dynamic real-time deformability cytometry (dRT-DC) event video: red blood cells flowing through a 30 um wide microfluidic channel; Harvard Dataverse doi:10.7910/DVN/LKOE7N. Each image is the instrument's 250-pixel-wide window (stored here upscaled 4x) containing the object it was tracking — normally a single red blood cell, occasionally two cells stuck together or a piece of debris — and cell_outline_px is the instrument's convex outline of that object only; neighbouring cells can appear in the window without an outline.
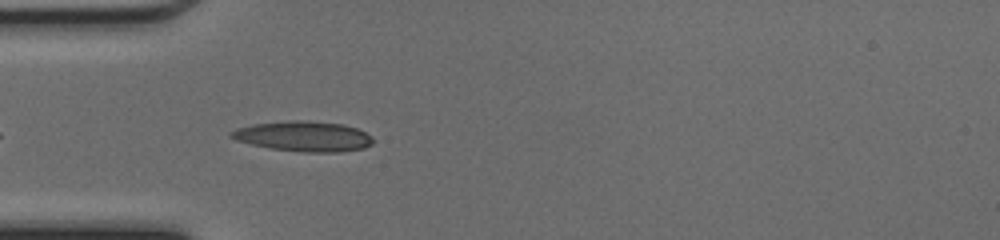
{"species": "common noctule bat (a hibernating species)", "species_latin": "Nyctalus noctula", "temperature_condition": "cold", "stored_images_in_passage": 21, "camera_frame_rate_fps": 3000, "um_per_image_px": 0.085, "animal": {"sex": "female", "body_mass_g": 17.0, "forearm_length_mm": 48.0}, "frame": {"image": 1, "passage_image": 3, "time_ms": 0.667, "image_size_px": [1000, 240], "cell_outline_px": [[372, 144], [364, 148], [340, 152], [300, 152], [272, 148], [252, 144], [236, 140], [228, 136], [228, 132], [236, 128], [252, 124], [288, 120], [300, 120], [344, 124], [356, 128], [372, 136]], "centroid_in_image_um": [25.78, 11.58], "position_along_channel_um": 59.2, "area_um2": 25.03}}
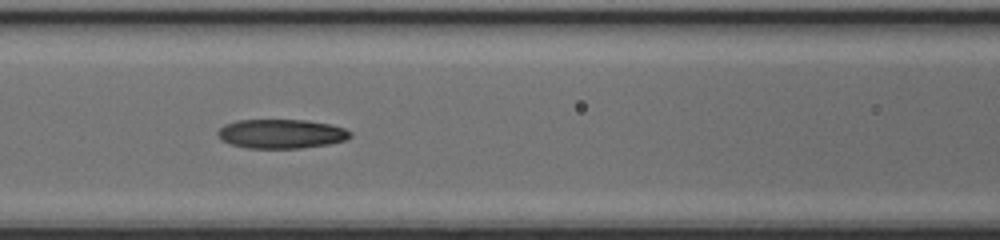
{"frame": {"image": 2, "passage_image": 9, "time_ms": 2.667, "image_size_px": [1000, 240], "cell_outline_px": [[352, 136], [344, 140], [328, 144], [300, 148], [248, 148], [232, 144], [220, 140], [216, 132], [224, 124], [236, 120], [308, 120], [328, 124], [344, 128], [352, 132]], "centroid_in_image_um": [23.88, 11.37], "position_along_channel_um": 142.7, "area_um2": 22.54}}
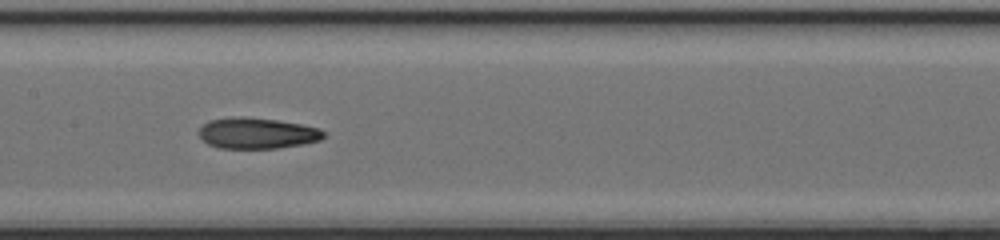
{"frame": {"image": 3, "passage_image": 12, "time_ms": 3.667, "image_size_px": [1000, 240], "cell_outline_px": [[324, 136], [320, 140], [304, 144], [276, 148], [220, 148], [208, 144], [200, 136], [200, 128], [208, 120], [236, 116], [240, 116], [276, 120], [300, 124], [320, 128], [324, 132]], "centroid_in_image_um": [21.86, 11.32], "position_along_channel_um": 185.5, "area_um2": 22.37}}